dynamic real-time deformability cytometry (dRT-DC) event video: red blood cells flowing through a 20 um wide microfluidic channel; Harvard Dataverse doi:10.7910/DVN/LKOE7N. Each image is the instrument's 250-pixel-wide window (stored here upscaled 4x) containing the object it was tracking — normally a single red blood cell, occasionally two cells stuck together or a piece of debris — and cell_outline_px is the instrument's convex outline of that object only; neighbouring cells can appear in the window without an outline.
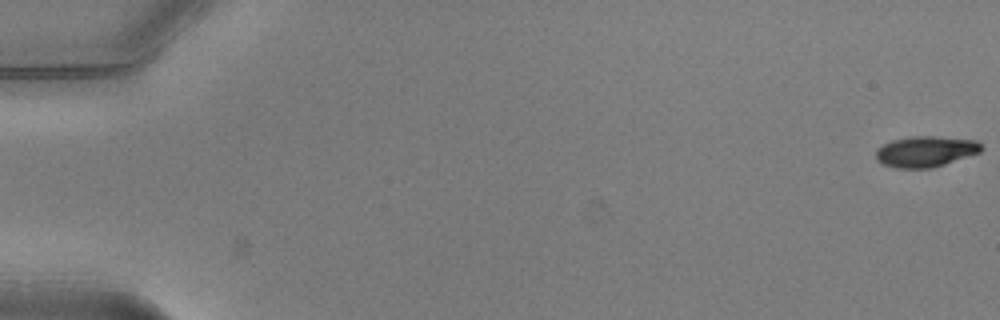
{"species": "common noctule bat (a hibernating species)", "species_latin": "Nyctalus noctula", "temperature_condition": "warm", "stored_images_in_passage": 7, "camera_frame_rate_fps": 3000, "um_per_image_px": 0.085, "animal": {"sex": "male", "body_mass_g": 20.5, "forearm_length_mm": 52.5}, "frame": {"image": 1, "passage_image": 1, "time_ms": 0.0, "image_size_px": [1000, 320], "cell_outline_px": [[984, 148], [980, 152], [932, 168], [896, 168], [884, 164], [876, 160], [876, 148], [892, 140], [912, 136], [936, 136], [976, 140]], "centroid_in_image_um": [78.66, 12.87], "position_along_channel_um": 6.3, "area_um2": 18.9}}